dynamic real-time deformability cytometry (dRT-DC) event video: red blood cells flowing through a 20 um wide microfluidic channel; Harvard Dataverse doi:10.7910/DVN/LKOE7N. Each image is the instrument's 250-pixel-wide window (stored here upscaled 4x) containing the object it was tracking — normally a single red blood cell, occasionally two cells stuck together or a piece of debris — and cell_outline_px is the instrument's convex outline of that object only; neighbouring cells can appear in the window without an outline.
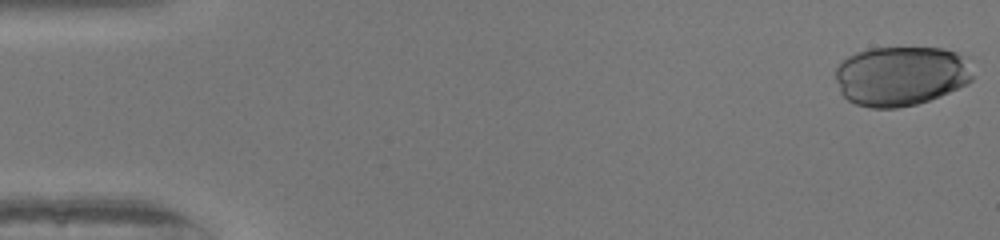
{"species": "human", "species_latin": "Homo sapiens", "temperature_condition": "warm", "stored_images_in_passage": 40, "camera_frame_rate_fps": 3000, "um_per_image_px": 0.085, "donor": {"sex": "female"}, "frame": {"image": 1, "passage_image": 1, "time_ms": 0.0, "image_size_px": [1000, 240], "cell_outline_px": [[972, 80], [968, 84], [940, 96], [916, 104], [896, 108], [872, 108], [856, 104], [848, 100], [840, 92], [836, 80], [836, 68], [840, 60], [856, 52], [868, 48], [944, 48], [956, 52], [960, 56], [972, 76]], "centroid_in_image_um": [76.5, 6.46], "position_along_channel_um": 8.5, "area_um2": 47.51}}
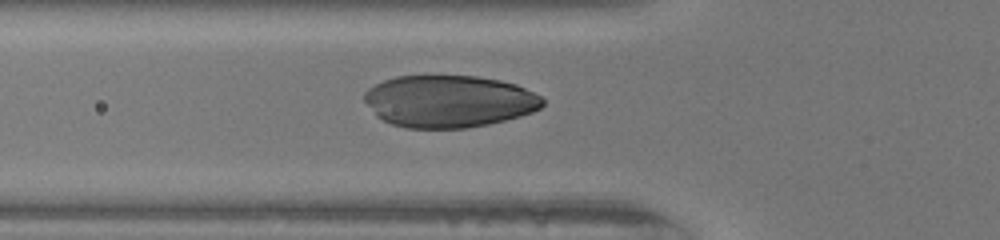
{"frame": {"image": 2, "passage_image": 18, "time_ms": 5.667, "image_size_px": [1000, 240], "cell_outline_px": [[544, 104], [540, 108], [532, 112], [520, 116], [488, 124], [468, 128], [404, 128], [392, 124], [376, 116], [364, 100], [364, 92], [368, 88], [384, 80], [396, 76], [476, 76], [500, 80], [516, 84], [540, 96], [544, 100]], "centroid_in_image_um": [38.15, 8.61], "position_along_channel_um": 87.7, "area_um2": 54.16}}
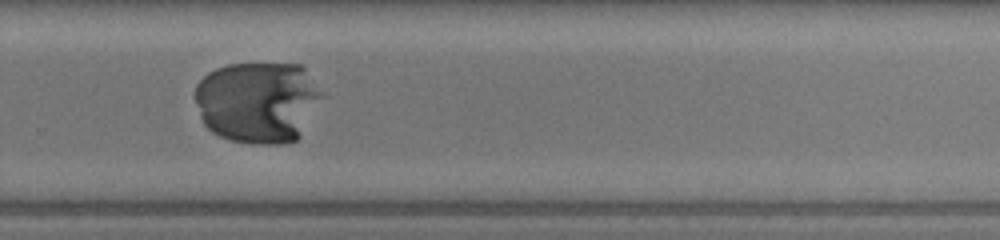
{"frame": {"image": 3, "passage_image": 34, "time_ms": 11.0, "image_size_px": [1000, 240], "cell_outline_px": [[328, 96], [300, 136], [296, 140], [280, 144], [256, 144], [232, 140], [220, 136], [212, 132], [204, 124], [200, 116], [196, 104], [196, 84], [208, 72], [216, 68], [228, 64], [304, 64]], "centroid_in_image_um": [22.02, 8.66], "position_along_channel_um": 307.8, "area_um2": 61.67}}